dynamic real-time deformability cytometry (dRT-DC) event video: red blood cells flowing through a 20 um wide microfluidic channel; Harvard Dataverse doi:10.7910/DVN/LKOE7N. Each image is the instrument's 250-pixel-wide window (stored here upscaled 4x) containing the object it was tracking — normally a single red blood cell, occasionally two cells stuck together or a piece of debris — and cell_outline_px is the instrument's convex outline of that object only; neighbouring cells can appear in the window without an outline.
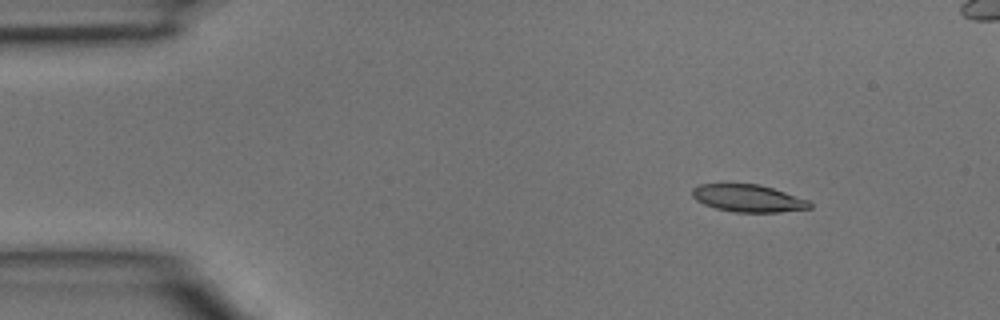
{"species": "common noctule bat (a hibernating species)", "species_latin": "Nyctalus noctula", "temperature_condition": "room temperature", "stored_images_in_passage": 4, "camera_frame_rate_fps": 3000, "um_per_image_px": 0.085, "animal": {"sex": "male", "body_mass_g": 15.6}, "frame": {"image": 1, "passage_image": 2, "time_ms": 0.333, "image_size_px": [1000, 320], "cell_outline_px": [[812, 208], [780, 212], [736, 212], [716, 208], [704, 204], [696, 200], [692, 196], [692, 188], [700, 184], [760, 184], [808, 200], [812, 204]], "centroid_in_image_um": [63.59, 16.85], "position_along_channel_um": 21.4, "area_um2": 18.61}}